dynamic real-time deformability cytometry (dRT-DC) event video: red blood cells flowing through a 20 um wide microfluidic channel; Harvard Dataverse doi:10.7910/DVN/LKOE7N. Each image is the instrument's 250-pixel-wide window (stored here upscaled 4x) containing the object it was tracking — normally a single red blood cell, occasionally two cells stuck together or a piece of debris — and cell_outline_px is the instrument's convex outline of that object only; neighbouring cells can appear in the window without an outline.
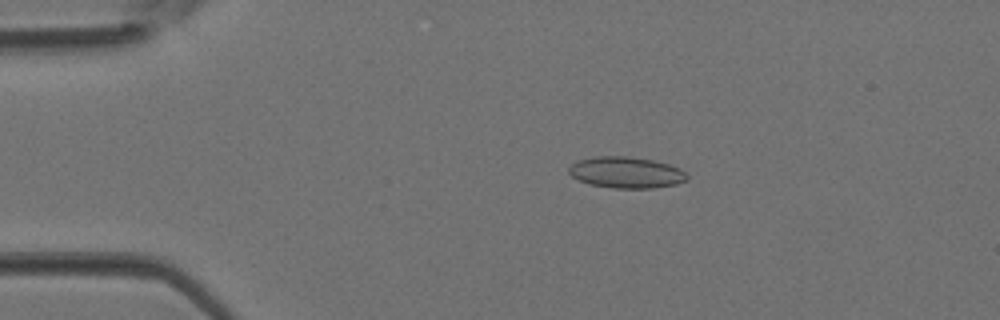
{"species": "Egyptian fruit bat (a non-hibernating species)", "species_latin": "Rousettus aegyptiacus", "temperature_condition": "room temperature", "stored_images_in_passage": 3, "camera_frame_rate_fps": 3000, "um_per_image_px": 0.085, "animal": {"sex": "female"}, "frame": {"image": 1, "passage_image": 2, "time_ms": 0.333, "image_size_px": [1000, 320], "cell_outline_px": [[688, 180], [676, 184], [652, 188], [612, 188], [588, 184], [572, 176], [568, 172], [568, 168], [576, 160], [596, 156], [628, 156], [652, 160], [668, 164], [680, 168], [688, 176]], "centroid_in_image_um": [53.21, 14.66], "position_along_channel_um": 31.8, "area_um2": 21.62}}